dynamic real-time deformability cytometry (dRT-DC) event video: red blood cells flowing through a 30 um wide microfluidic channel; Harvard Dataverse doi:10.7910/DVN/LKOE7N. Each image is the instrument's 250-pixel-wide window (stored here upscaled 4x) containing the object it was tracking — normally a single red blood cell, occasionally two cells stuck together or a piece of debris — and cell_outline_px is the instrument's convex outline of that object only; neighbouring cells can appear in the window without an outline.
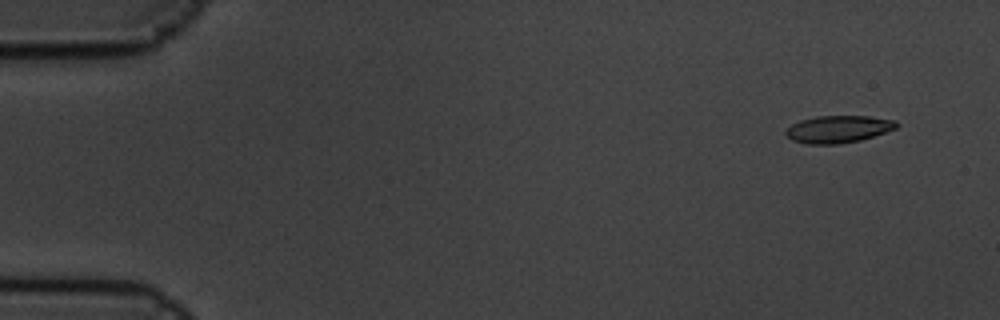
{"species": "common noctule bat (a hibernating species)", "species_latin": "Nyctalus noctula", "temperature_condition": "cold", "stored_images_in_passage": 5, "camera_frame_rate_fps": 3000, "um_per_image_px": 0.085, "animal": {"sex": "male", "body_mass_g": 19.5, "forearm_length_mm": 54.6}, "frame": {"image": 1, "passage_image": 1, "time_ms": 0.0, "image_size_px": [1000, 320], "cell_outline_px": [[900, 124], [896, 128], [860, 140], [836, 144], [804, 144], [792, 140], [784, 132], [792, 124], [800, 120], [816, 116], [868, 116], [896, 120]], "centroid_in_image_um": [71.24, 10.97], "position_along_channel_um": 13.8, "area_um2": 17.51}}
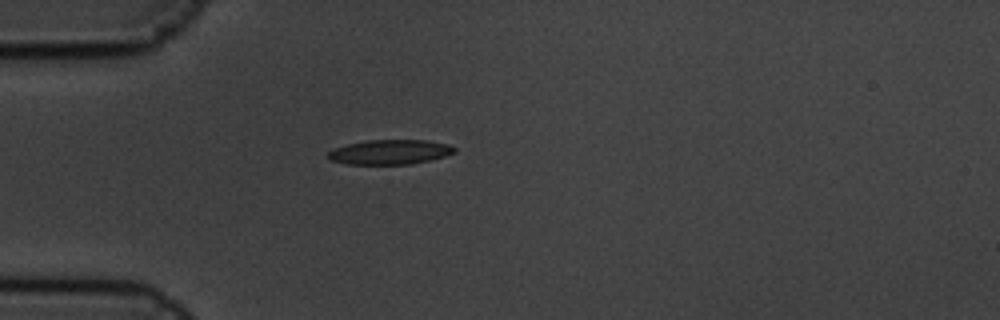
{"frame": {"image": 2, "passage_image": 5, "time_ms": 1.333, "image_size_px": [1000, 320], "cell_outline_px": [[456, 152], [432, 160], [412, 164], [344, 164], [332, 160], [324, 156], [332, 148], [348, 144], [368, 140], [424, 140], [448, 144], [456, 148]], "centroid_in_image_um": [33.12, 12.93], "position_along_channel_um": 51.9, "area_um2": 18.32}}